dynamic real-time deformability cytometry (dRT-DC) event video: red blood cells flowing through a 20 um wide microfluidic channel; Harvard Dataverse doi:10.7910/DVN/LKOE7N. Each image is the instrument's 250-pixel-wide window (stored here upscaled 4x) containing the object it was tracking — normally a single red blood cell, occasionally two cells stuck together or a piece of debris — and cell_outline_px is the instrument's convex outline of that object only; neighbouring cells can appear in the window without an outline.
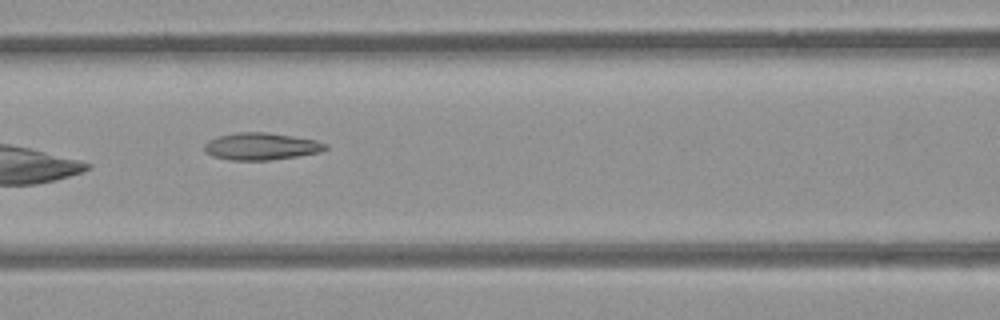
{"species": "common noctule bat (a hibernating species)", "species_latin": "Nyctalus noctula", "temperature_condition": "room temperature", "stored_images_in_passage": 10, "camera_frame_rate_fps": 3000, "um_per_image_px": 0.085, "animal": {"sex": "female", "body_mass_g": 21.9}, "frame": {"image": 1, "passage_image": 7, "time_ms": 7.667, "image_size_px": [1000, 320], "cell_outline_px": [[328, 148], [320, 152], [272, 160], [232, 160], [212, 156], [204, 152], [204, 144], [208, 140], [216, 136], [236, 132], [264, 132], [292, 136], [316, 140], [328, 144]], "centroid_in_image_um": [22.17, 12.44], "position_along_channel_um": 144.4, "area_um2": 19.25}}
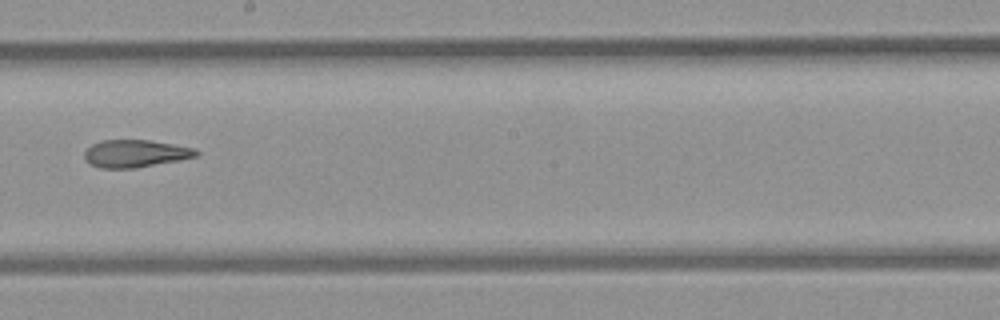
{"frame": {"image": 2, "passage_image": 9, "time_ms": 10.0, "image_size_px": [1000, 320], "cell_outline_px": [[200, 152], [196, 156], [180, 160], [136, 168], [100, 168], [88, 164], [84, 156], [84, 152], [92, 144], [100, 140], [148, 140], [172, 144], [192, 148]], "centroid_in_image_um": [11.46, 13.06], "position_along_channel_um": 236.7, "area_um2": 17.86}}
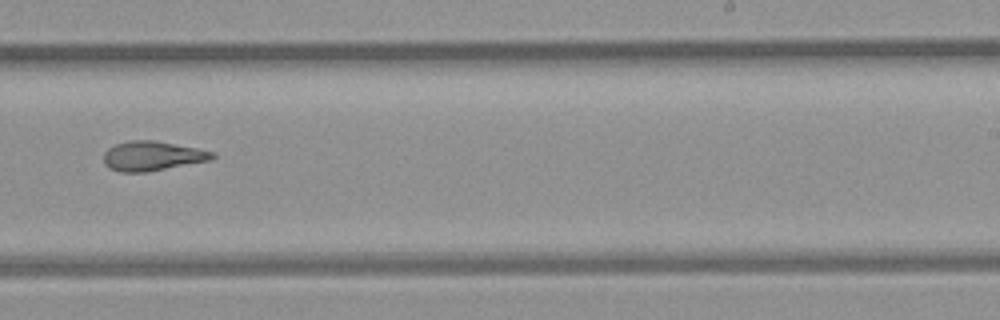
{"frame": {"image": 3, "passage_image": 10, "time_ms": 11.0, "image_size_px": [1000, 320], "cell_outline_px": [[216, 156], [212, 160], [144, 172], [120, 172], [108, 168], [104, 164], [104, 152], [108, 148], [116, 144], [128, 140], [152, 140], [196, 148], [212, 152]], "centroid_in_image_um": [12.9, 13.26], "position_along_channel_um": 276.1, "area_um2": 18.55}}